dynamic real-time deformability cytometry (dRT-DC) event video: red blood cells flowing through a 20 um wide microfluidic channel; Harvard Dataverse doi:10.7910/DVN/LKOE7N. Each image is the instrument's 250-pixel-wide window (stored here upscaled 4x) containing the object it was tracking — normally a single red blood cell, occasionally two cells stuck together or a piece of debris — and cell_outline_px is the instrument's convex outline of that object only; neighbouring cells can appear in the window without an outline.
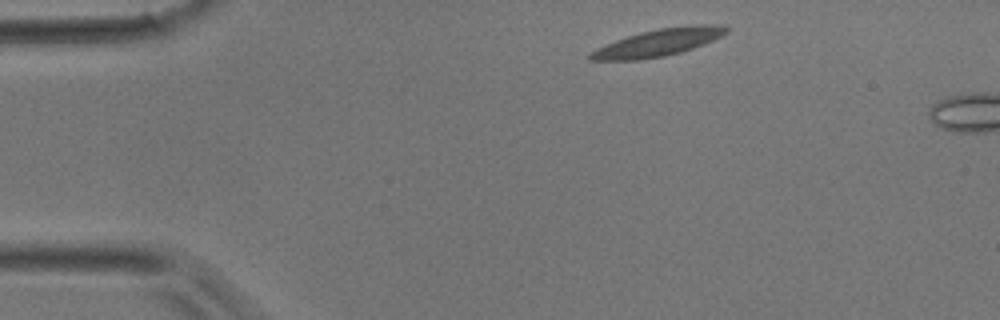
{"species": "common noctule bat (a hibernating species)", "species_latin": "Nyctalus noctula", "temperature_condition": "room temperature", "stored_images_in_passage": 2, "camera_frame_rate_fps": 3000, "um_per_image_px": 0.085, "animal": {"sex": "male", "body_mass_g": 17.9}, "frame": {"image": 1, "passage_image": 1, "time_ms": 0.0, "image_size_px": [1000, 320], "cell_outline_px": [[728, 32], [704, 44], [680, 52], [664, 56], [640, 60], [588, 60], [588, 56], [592, 52], [616, 40], [640, 32], [660, 28], [700, 24], [724, 24], [728, 28]], "centroid_in_image_um": [56.01, 3.61], "position_along_channel_um": 29.0, "area_um2": 21.21}}